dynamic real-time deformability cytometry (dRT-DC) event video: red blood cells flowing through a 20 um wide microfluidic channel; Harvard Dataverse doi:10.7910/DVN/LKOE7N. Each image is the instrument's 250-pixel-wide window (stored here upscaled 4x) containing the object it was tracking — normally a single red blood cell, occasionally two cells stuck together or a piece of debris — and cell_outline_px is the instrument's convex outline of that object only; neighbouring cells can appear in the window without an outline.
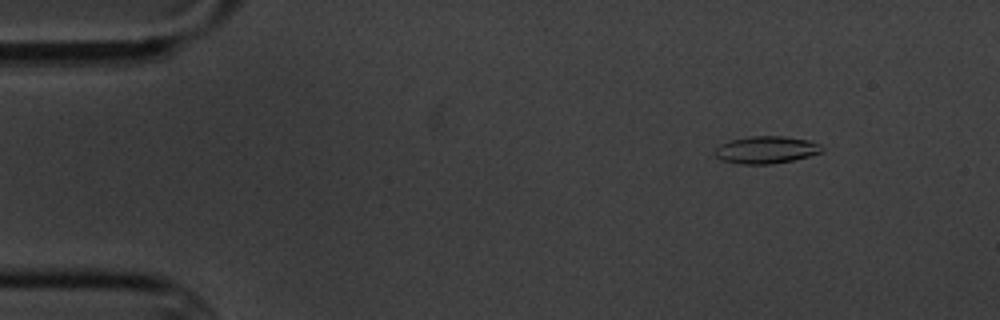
{"species": "common noctule bat (a hibernating species)", "species_latin": "Nyctalus noctula", "temperature_condition": "cold", "stored_images_in_passage": 6, "camera_frame_rate_fps": 3000, "um_per_image_px": 0.085, "animal": {"sex": "male", "body_mass_g": 20.1, "forearm_length_mm": 53.5}, "frame": {"image": 1, "passage_image": 2, "time_ms": 1.333, "image_size_px": [1000, 320], "cell_outline_px": [[824, 152], [792, 160], [772, 164], [740, 164], [724, 160], [716, 156], [712, 152], [720, 144], [732, 140], [752, 136], [784, 136], [808, 140], [820, 144], [824, 148]], "centroid_in_image_um": [65.15, 12.73], "position_along_channel_um": 19.9, "area_um2": 16.99}}
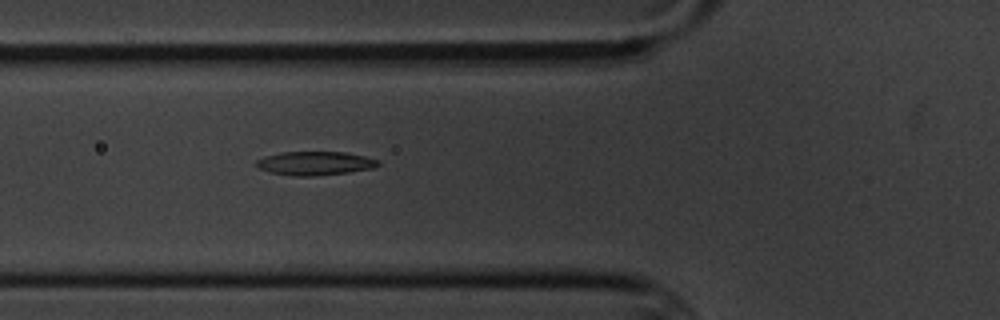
{"frame": {"image": 2, "passage_image": 6, "time_ms": 6.0, "image_size_px": [1000, 320], "cell_outline_px": [[380, 164], [372, 168], [348, 172], [312, 176], [296, 176], [272, 172], [260, 168], [252, 164], [256, 160], [264, 156], [280, 152], [348, 152], [380, 160]], "centroid_in_image_um": [26.76, 13.86], "position_along_channel_um": 99.0, "area_um2": 16.82}}